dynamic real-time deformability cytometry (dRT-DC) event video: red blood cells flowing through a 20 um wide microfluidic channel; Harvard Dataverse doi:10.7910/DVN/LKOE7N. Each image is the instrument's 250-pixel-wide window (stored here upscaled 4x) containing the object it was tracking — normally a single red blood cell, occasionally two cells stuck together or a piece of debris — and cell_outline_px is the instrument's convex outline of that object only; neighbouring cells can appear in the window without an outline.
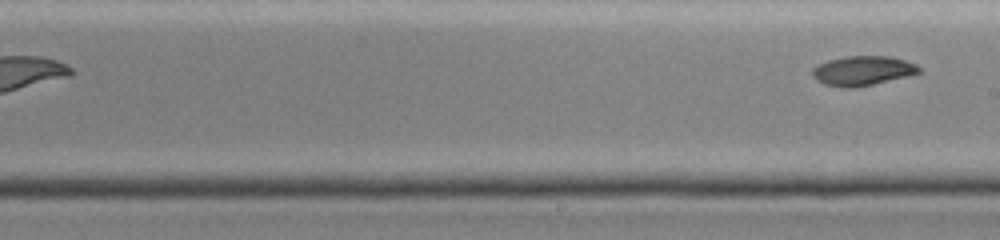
{"species": "common noctule bat (a hibernating species)", "species_latin": "Nyctalus noctula", "temperature_condition": "cold", "stored_images_in_passage": 20, "segment_of_instrument_passage": [2, 2], "camera_frame_rate_fps": 3000, "um_per_image_px": 0.085, "animal": {"sex": "female", "body_mass_g": 19.0, "forearm_length_mm": 51.5}, "frame": {"image": 1, "passage_image": 20, "time_ms": 8.333, "image_size_px": [1000, 240], "cell_outline_px": [[920, 72], [872, 84], [852, 88], [844, 88], [824, 84], [816, 80], [812, 76], [812, 68], [828, 60], [844, 56], [892, 56], [916, 64], [920, 68]], "centroid_in_image_um": [73.27, 6.0], "position_along_channel_um": 215.7, "area_um2": 18.15}}